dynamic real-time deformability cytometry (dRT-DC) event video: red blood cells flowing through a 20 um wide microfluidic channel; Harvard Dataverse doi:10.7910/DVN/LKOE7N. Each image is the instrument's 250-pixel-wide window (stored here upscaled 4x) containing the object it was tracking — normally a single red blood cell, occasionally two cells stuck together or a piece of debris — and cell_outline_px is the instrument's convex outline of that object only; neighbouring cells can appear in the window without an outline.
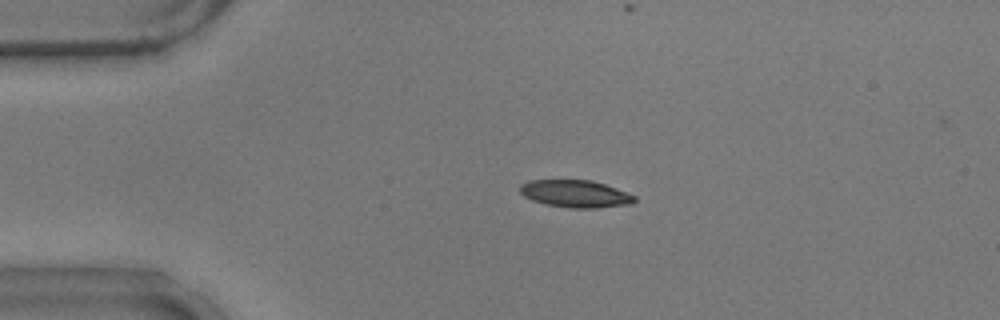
{"species": "common noctule bat (a hibernating species)", "species_latin": "Nyctalus noctula", "temperature_condition": "warm", "stored_images_in_passage": 45, "camera_frame_rate_fps": 3000, "um_per_image_px": 0.085, "animal": {"sex": "male", "body_mass_g": 17.9}, "frame": {"image": 1, "passage_image": 2, "time_ms": 0.333, "image_size_px": [1000, 320], "cell_outline_px": [[636, 200], [632, 204], [596, 208], [568, 208], [544, 204], [532, 200], [524, 196], [520, 192], [520, 184], [528, 180], [592, 180], [616, 188], [636, 196]], "centroid_in_image_um": [48.9, 16.47], "position_along_channel_um": 36.1, "area_um2": 18.38}}
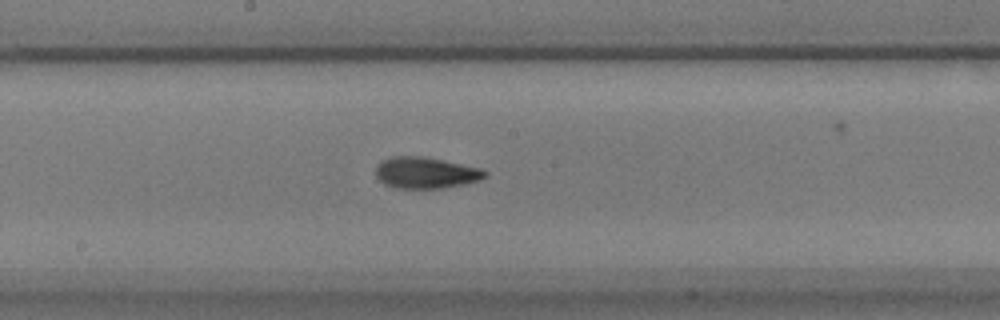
{"frame": {"image": 2, "passage_image": 19, "time_ms": 6.0, "image_size_px": [1000, 320], "cell_outline_px": [[488, 176], [480, 180], [464, 184], [440, 188], [396, 188], [384, 184], [376, 176], [376, 164], [380, 160], [392, 156], [420, 156], [480, 168], [488, 172]], "centroid_in_image_um": [36.15, 14.68], "position_along_channel_um": 212.0, "area_um2": 19.88}}
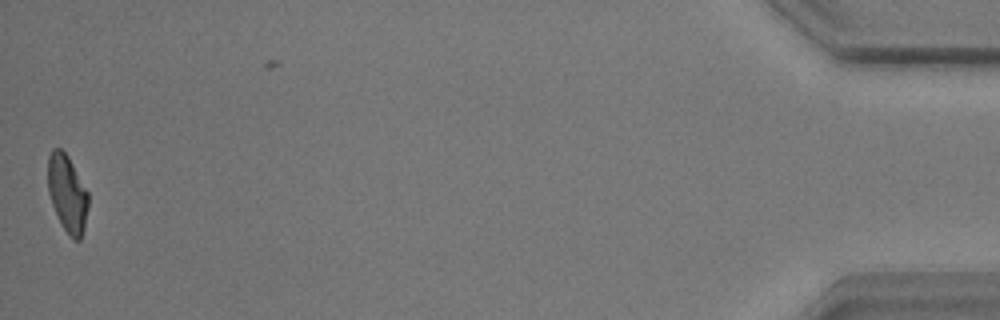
{"frame": {"image": 3, "passage_image": 44, "time_ms": 14.333, "image_size_px": [1000, 320], "cell_outline_px": [[88, 208], [84, 228], [80, 240], [76, 240], [64, 228], [52, 204], [48, 192], [48, 156], [52, 148], [60, 148], [68, 156], [88, 192]], "centroid_in_image_um": [5.72, 16.4], "position_along_channel_um": 429.5, "area_um2": 17.86}, "authors_computed_cell_mechanics": {"area_um2": 19.1318, "velocity_mm_per_s": 3.734, "shape_relaxation_time_tau1_ms": 6.0019, "shape_relaxation_time_tau2_ms": 2.0355, "deformation_change_tau1": 0.1958, "deformation_change_tau2": 0.0876}}